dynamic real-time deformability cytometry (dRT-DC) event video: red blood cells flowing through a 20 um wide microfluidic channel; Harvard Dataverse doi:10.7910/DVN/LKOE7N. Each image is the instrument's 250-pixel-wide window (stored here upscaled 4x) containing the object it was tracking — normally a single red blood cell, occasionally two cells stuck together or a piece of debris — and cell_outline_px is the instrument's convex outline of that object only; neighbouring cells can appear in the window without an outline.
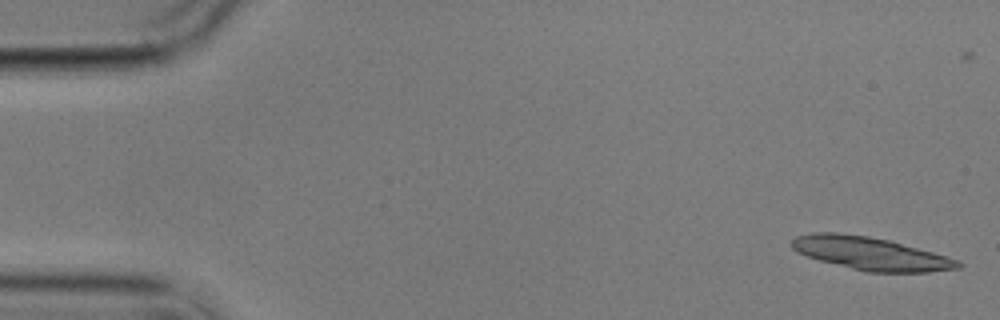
{"species": "common noctule bat (a hibernating species)", "species_latin": "Nyctalus noctula", "temperature_condition": "cold", "stored_images_in_passage": 13, "segment_of_instrument_passage": [1, 2], "camera_frame_rate_fps": 3000, "um_per_image_px": 0.085, "animal": {"sex": "male", "body_mass_g": 17.9}, "frame": {"image": 1, "passage_image": 1, "time_ms": 0.0, "image_size_px": [1000, 320], "cell_outline_px": [[964, 264], [960, 268], [928, 272], [868, 272], [820, 260], [796, 252], [788, 244], [796, 236], [812, 232], [836, 232], [868, 236], [888, 240], [932, 252], [960, 260]], "centroid_in_image_um": [73.98, 21.54], "position_along_channel_um": 11.0, "area_um2": 31.79}}